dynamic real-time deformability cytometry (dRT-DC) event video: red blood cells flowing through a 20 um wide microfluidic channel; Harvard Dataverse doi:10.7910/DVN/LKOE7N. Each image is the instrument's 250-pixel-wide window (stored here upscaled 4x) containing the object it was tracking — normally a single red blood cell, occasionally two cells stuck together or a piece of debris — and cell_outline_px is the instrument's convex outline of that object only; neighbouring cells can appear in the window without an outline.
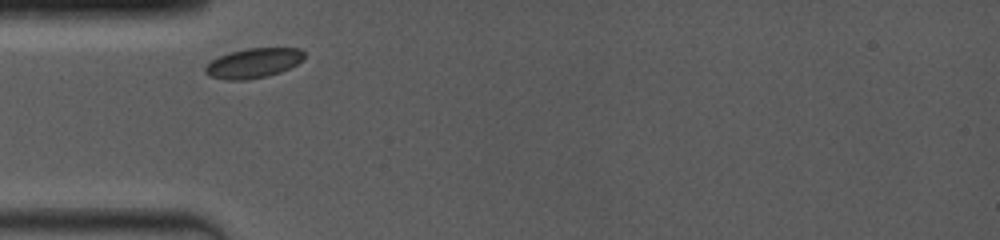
{"species": "common noctule bat (a hibernating species)", "species_latin": "Nyctalus noctula", "temperature_condition": "room temperature", "stored_images_in_passage": 7, "camera_frame_rate_fps": 4000, "um_per_image_px": 0.085, "animal": {"sex": "female", "body_mass_g": 19.0, "forearm_length_mm": 53.3}, "frame": {"image": 1, "passage_image": 1, "time_ms": 0.0, "image_size_px": [1000, 240], "cell_outline_px": [[304, 60], [280, 72], [268, 76], [244, 80], [224, 80], [212, 76], [204, 72], [204, 68], [212, 60], [220, 56], [232, 52], [248, 48], [300, 48], [304, 52]], "centroid_in_image_um": [21.56, 5.36], "position_along_channel_um": 63.4, "area_um2": 16.99}}
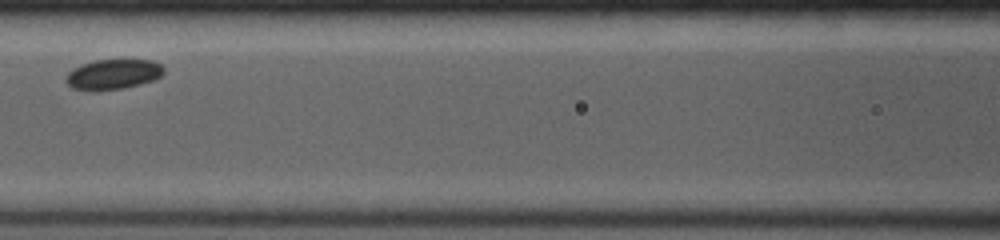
{"frame": {"image": 2, "passage_image": 4, "time_ms": 2.5, "image_size_px": [1000, 240], "cell_outline_px": [[164, 72], [160, 76], [152, 80], [140, 84], [124, 88], [96, 92], [88, 92], [72, 88], [64, 80], [68, 72], [72, 68], [80, 64], [92, 60], [152, 60], [160, 64], [164, 68]], "centroid_in_image_um": [9.54, 6.33], "position_along_channel_um": 157.1, "area_um2": 17.57}}
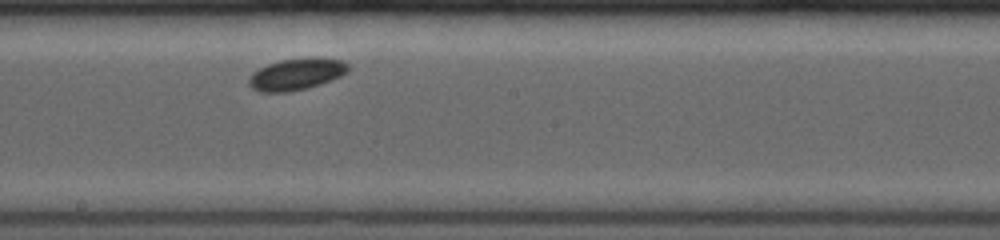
{"frame": {"image": 3, "passage_image": 6, "time_ms": 4.25, "image_size_px": [1000, 240], "cell_outline_px": [[348, 72], [340, 76], [320, 84], [308, 88], [288, 92], [260, 92], [252, 88], [248, 84], [248, 76], [252, 72], [268, 64], [280, 60], [344, 60], [348, 64]], "centroid_in_image_um": [25.12, 6.36], "position_along_channel_um": 223.1, "area_um2": 17.69}}